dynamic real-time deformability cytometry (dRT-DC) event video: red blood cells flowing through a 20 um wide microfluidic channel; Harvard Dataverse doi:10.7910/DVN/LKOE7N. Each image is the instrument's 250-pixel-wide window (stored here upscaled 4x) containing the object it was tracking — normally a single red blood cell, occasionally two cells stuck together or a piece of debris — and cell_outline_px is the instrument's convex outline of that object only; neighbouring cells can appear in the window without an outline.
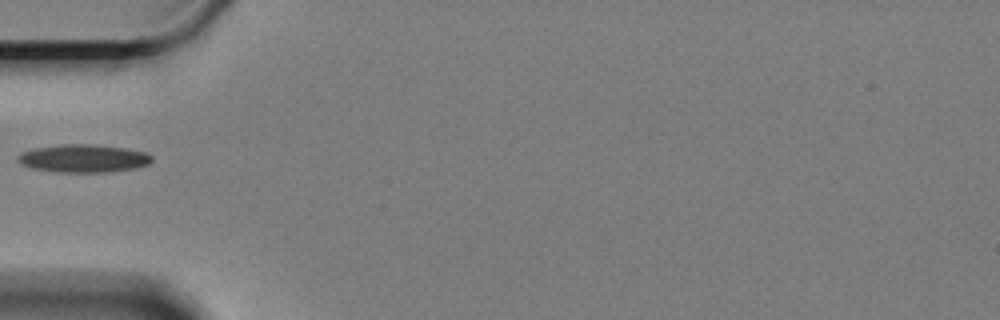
{"species": "Egyptian fruit bat (a non-hibernating species)", "species_latin": "Rousettus aegyptiacus", "temperature_condition": "cold", "stored_images_in_passage": 41, "camera_frame_rate_fps": 3000, "um_per_image_px": 0.085, "animal": {"sex": "female"}, "frame": {"image": 1, "passage_image": 1, "time_ms": 0.0, "image_size_px": [1000, 320], "cell_outline_px": [[152, 160], [148, 164], [136, 168], [104, 172], [60, 172], [32, 168], [20, 164], [16, 160], [16, 156], [24, 152], [36, 148], [60, 144], [96, 144], [124, 148], [148, 152], [152, 156]], "centroid_in_image_um": [7.1, 13.46], "position_along_channel_um": 77.9, "area_um2": 21.85}}
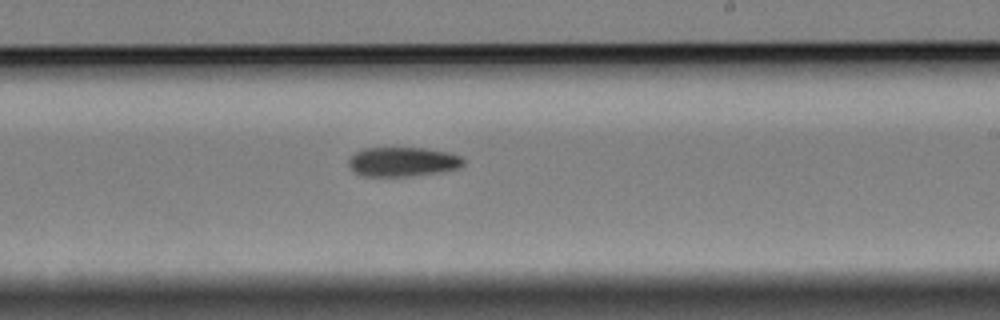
{"frame": {"image": 2, "passage_image": 17, "time_ms": 5.333, "image_size_px": [1000, 320], "cell_outline_px": [[464, 164], [460, 168], [440, 172], [412, 176], [360, 176], [352, 172], [348, 164], [348, 160], [356, 152], [364, 148], [424, 148], [448, 152], [460, 156], [464, 160]], "centroid_in_image_um": [34.21, 13.76], "position_along_channel_um": 254.8, "area_um2": 19.83}}
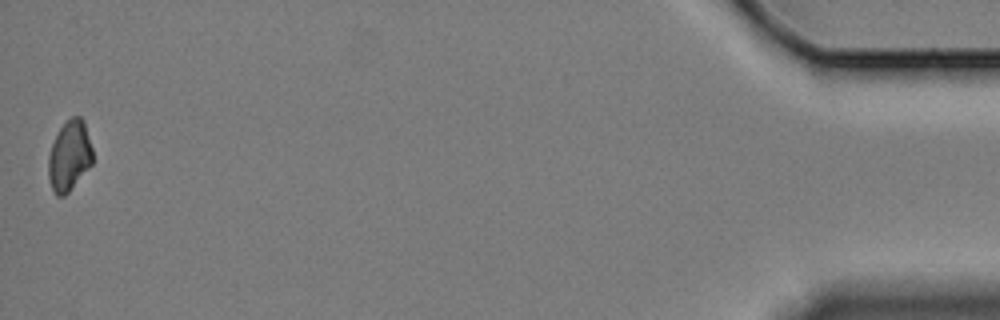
{"frame": {"image": 3, "passage_image": 41, "time_ms": 13.333, "image_size_px": [1000, 320], "cell_outline_px": [[92, 164], [68, 192], [64, 196], [56, 196], [52, 188], [48, 176], [48, 156], [52, 144], [60, 128], [72, 116], [80, 116], [84, 120], [92, 148]], "centroid_in_image_um": [5.9, 13.25], "position_along_channel_um": 429.3, "area_um2": 17.98}}